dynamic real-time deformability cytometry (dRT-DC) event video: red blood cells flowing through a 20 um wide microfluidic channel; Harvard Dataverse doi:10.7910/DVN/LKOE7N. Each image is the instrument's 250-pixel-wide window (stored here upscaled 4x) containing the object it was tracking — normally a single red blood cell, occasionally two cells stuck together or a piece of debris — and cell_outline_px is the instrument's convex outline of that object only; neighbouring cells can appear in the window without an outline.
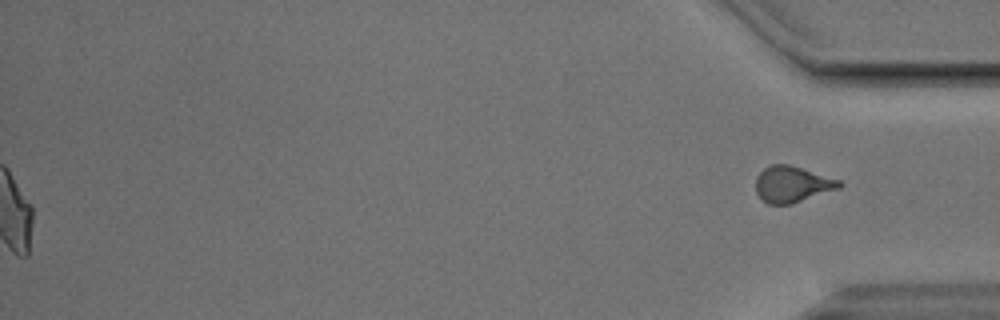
{"species": "Egyptian fruit bat (a non-hibernating species)", "species_latin": "Rousettus aegyptiacus", "temperature_condition": "cold", "stored_images_in_passage": 53, "segment_of_instrument_passage": [2, 2], "camera_frame_rate_fps": 3000, "um_per_image_px": 0.085, "animal": {"sex": "male"}, "frame": {"image": 1, "passage_image": 53, "time_ms": 17.333, "image_size_px": [1000, 320], "cell_outline_px": [[844, 184], [840, 188], [792, 204], [768, 204], [756, 192], [756, 176], [764, 168], [772, 164], [788, 164], [840, 180]], "centroid_in_image_um": [67.34, 15.66], "position_along_channel_um": 367.9, "area_um2": 17.51}}